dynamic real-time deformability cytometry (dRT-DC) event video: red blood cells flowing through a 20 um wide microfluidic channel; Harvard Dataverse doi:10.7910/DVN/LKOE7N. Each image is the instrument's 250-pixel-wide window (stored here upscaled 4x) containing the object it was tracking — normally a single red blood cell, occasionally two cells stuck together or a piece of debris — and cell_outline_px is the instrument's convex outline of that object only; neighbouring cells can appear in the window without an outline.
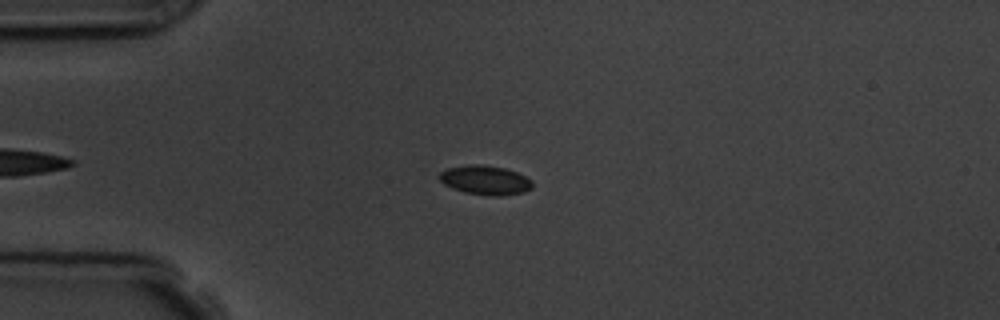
{"species": "common noctule bat (a hibernating species)", "species_latin": "Nyctalus noctula", "temperature_condition": "room temperature", "stored_images_in_passage": 10, "camera_frame_rate_fps": 3000, "um_per_image_px": 0.085, "animal": {"sex": "male", "body_mass_g": 19.5, "forearm_length_mm": 54.6}, "frame": {"image": 1, "passage_image": 4, "time_ms": 4.333, "image_size_px": [1000, 320], "cell_outline_px": [[532, 188], [524, 192], [500, 196], [492, 196], [464, 192], [452, 188], [444, 184], [440, 180], [440, 172], [448, 168], [468, 164], [480, 164], [504, 168], [516, 172], [532, 180]], "centroid_in_image_um": [41.25, 15.31], "position_along_channel_um": 43.8, "area_um2": 15.78}}